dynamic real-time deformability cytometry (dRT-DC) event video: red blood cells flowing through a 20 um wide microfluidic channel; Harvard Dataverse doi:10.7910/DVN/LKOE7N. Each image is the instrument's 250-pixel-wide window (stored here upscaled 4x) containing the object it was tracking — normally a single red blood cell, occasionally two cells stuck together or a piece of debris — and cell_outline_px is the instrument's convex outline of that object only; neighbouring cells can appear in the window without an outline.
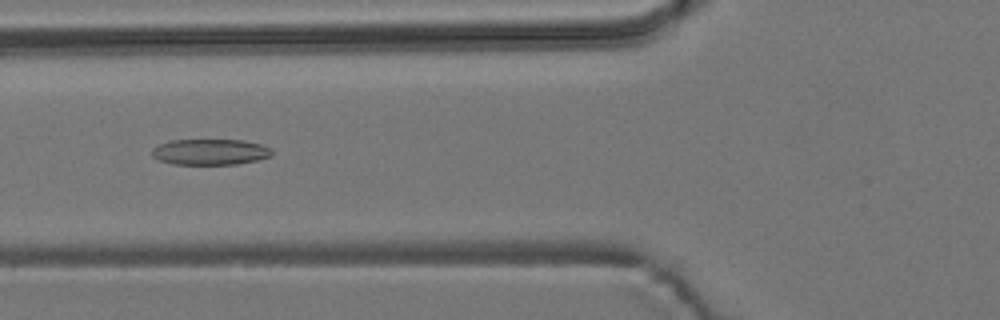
{"species": "common noctule bat (a hibernating species)", "species_latin": "Nyctalus noctula", "temperature_condition": "room temperature", "stored_images_in_passage": 55, "camera_frame_rate_fps": 3000, "um_per_image_px": 0.085, "animal": {"sex": "male", "body_mass_g": 19.2, "forearm_length_mm": 51.8}, "frame": {"image": 1, "passage_image": 21, "time_ms": 6.667, "image_size_px": [1000, 320], "cell_outline_px": [[272, 156], [256, 160], [236, 164], [172, 164], [160, 160], [152, 156], [152, 148], [168, 140], [244, 140], [260, 144], [272, 148]], "centroid_in_image_um": [17.87, 12.91], "position_along_channel_um": 107.9, "area_um2": 18.09}}
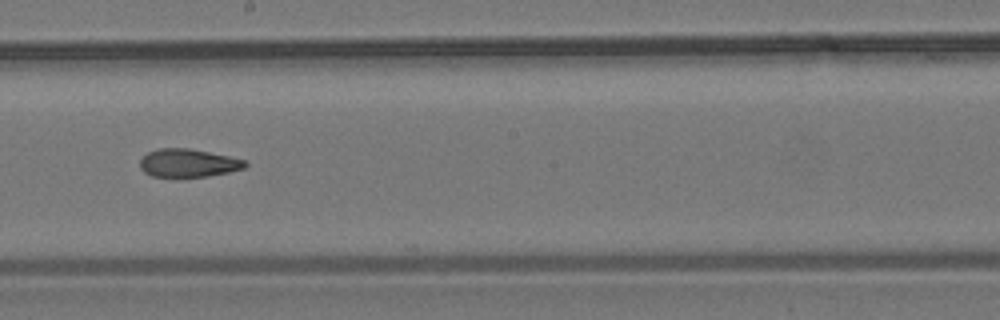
{"frame": {"image": 2, "passage_image": 31, "time_ms": 10.0, "image_size_px": [1000, 320], "cell_outline_px": [[248, 164], [244, 168], [228, 172], [208, 176], [152, 176], [144, 172], [140, 168], [140, 160], [148, 152], [156, 148], [188, 148], [228, 156], [244, 160]], "centroid_in_image_um": [15.97, 13.85], "position_along_channel_um": 232.2, "area_um2": 16.99}}
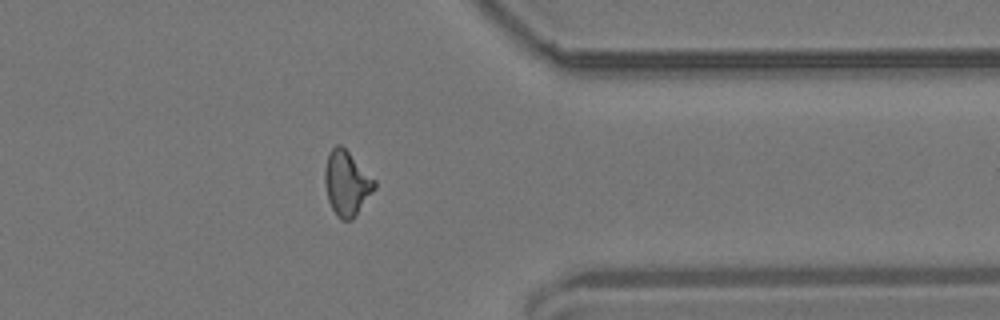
{"frame": {"image": 3, "passage_image": 44, "time_ms": 14.333, "image_size_px": [1000, 320], "cell_outline_px": [[376, 188], [356, 216], [352, 220], [340, 220], [336, 216], [328, 200], [324, 184], [324, 168], [328, 152], [336, 144], [340, 144], [376, 180]], "centroid_in_image_um": [29.46, 15.59], "position_along_channel_um": 381.9, "area_um2": 18.96}, "authors_computed_cell_mechanics": {"area_um2": 18.3804, "velocity_mm_per_s": 3.7167, "shape_relaxation_time_tau1_ms": null, "shape_relaxation_time_tau2_ms": 3.5926, "deformation_change_tau1": null, "deformation_change_tau2": 0.1144}}